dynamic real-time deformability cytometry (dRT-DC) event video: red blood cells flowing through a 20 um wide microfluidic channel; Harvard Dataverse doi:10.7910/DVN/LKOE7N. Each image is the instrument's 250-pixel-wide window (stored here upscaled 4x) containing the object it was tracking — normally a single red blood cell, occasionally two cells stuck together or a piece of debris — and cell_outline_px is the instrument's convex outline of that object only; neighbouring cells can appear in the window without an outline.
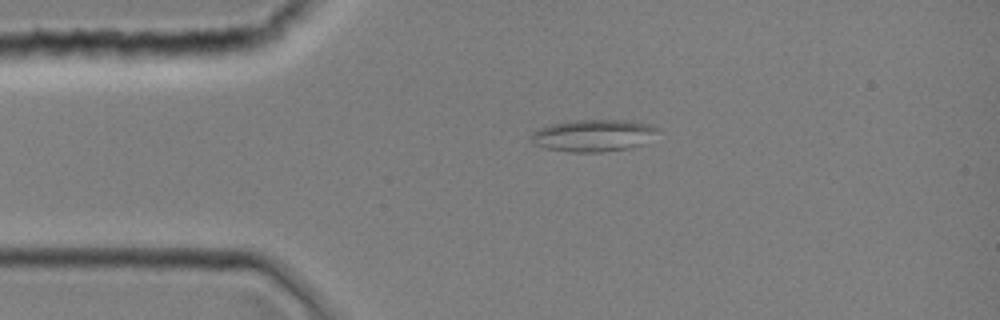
{"species": "common noctule bat (a hibernating species)", "species_latin": "Nyctalus noctula", "temperature_condition": "room temperature", "stored_images_in_passage": 1, "camera_frame_rate_fps": 3000, "um_per_image_px": 0.085, "animal": {"sex": "female", "body_mass_g": 19.0, "forearm_length_mm": 51.5}, "frame": {"image": 1, "passage_image": 1, "time_ms": 0.0, "image_size_px": [1000, 320], "cell_outline_px": [[656, 128], [644, 144], [632, 148], [600, 152], [572, 152], [544, 148], [536, 144], [532, 140], [532, 132], [536, 128], [552, 124], [576, 120], [628, 120], [648, 124]], "centroid_in_image_um": [50.37, 11.52], "position_along_channel_um": 34.6, "area_um2": 23.29}}